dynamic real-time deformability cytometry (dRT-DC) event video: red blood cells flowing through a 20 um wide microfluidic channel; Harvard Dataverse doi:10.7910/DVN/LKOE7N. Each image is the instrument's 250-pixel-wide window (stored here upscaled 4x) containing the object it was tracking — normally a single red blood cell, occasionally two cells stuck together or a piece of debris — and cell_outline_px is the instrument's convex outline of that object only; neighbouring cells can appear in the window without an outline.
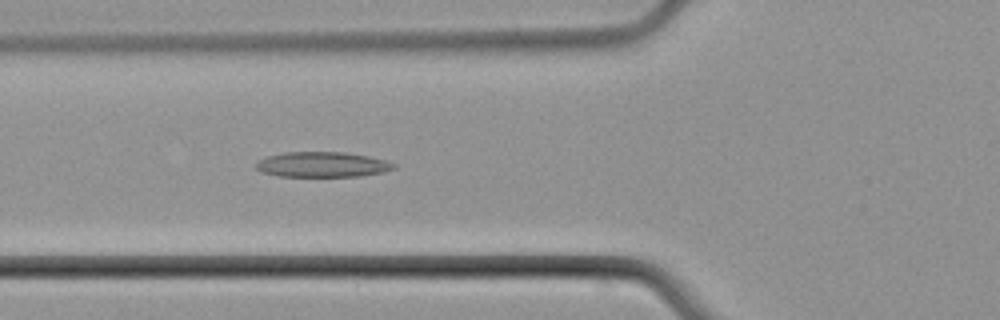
{"species": "common noctule bat (a hibernating species)", "species_latin": "Nyctalus noctula", "temperature_condition": "cold", "stored_images_in_passage": 5, "camera_frame_rate_fps": 3000, "um_per_image_px": 0.085, "animal": {"sex": "male", "body_mass_g": 21.5, "forearm_length_mm": 52.0}, "frame": {"image": 1, "passage_image": 5, "time_ms": 5.0, "image_size_px": [1000, 320], "cell_outline_px": [[396, 168], [384, 172], [360, 176], [276, 176], [260, 172], [256, 168], [256, 164], [260, 160], [268, 156], [284, 152], [344, 152], [368, 156], [384, 160], [396, 164]], "centroid_in_image_um": [27.4, 13.99], "position_along_channel_um": 98.4, "area_um2": 20.23}}